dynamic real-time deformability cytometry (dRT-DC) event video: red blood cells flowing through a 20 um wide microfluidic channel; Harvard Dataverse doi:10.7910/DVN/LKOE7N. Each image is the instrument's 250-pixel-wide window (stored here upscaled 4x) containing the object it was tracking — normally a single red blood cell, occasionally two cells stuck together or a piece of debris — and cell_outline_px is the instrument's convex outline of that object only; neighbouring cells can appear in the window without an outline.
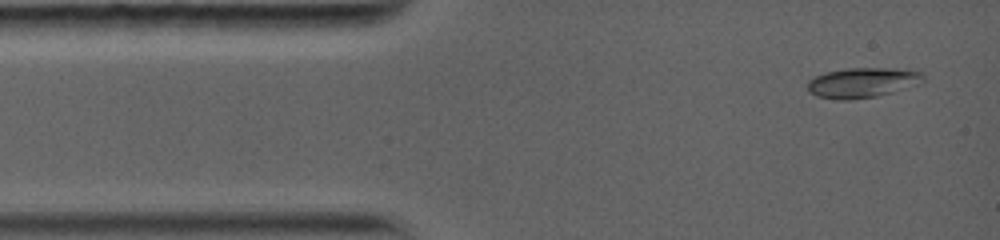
{"species": "common noctule bat (a hibernating species)", "species_latin": "Nyctalus noctula", "temperature_condition": "warm", "stored_images_in_passage": 17, "camera_frame_rate_fps": 5000, "um_per_image_px": 0.085, "animal": {"sex": "female", "body_mass_g": 19.0, "forearm_length_mm": 56.7}, "frame": {"image": 1, "passage_image": 1, "time_ms": 0.0, "image_size_px": [1000, 240], "cell_outline_px": [[924, 80], [892, 92], [876, 96], [848, 100], [836, 100], [816, 96], [808, 92], [808, 80], [816, 76], [828, 72], [844, 68], [896, 68], [920, 72], [924, 76]], "centroid_in_image_um": [73.23, 7.02], "position_along_channel_um": 11.8, "area_um2": 20.0}}
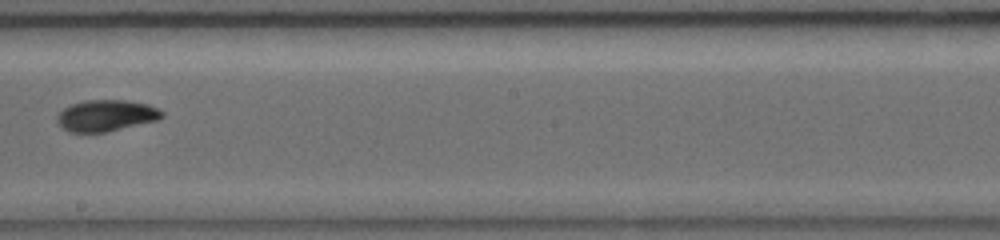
{"frame": {"image": 2, "passage_image": 8, "time_ms": 7.0, "image_size_px": [1000, 240], "cell_outline_px": [[164, 116], [156, 120], [104, 132], [72, 132], [64, 128], [56, 120], [56, 116], [64, 108], [72, 104], [84, 100], [128, 100], [148, 104], [164, 112]], "centroid_in_image_um": [9.02, 9.8], "position_along_channel_um": 239.2, "area_um2": 18.9}}
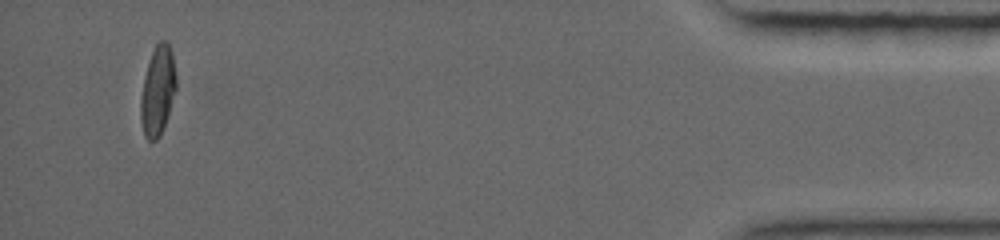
{"frame": {"image": 3, "passage_image": 15, "time_ms": 13.8, "image_size_px": [1000, 240], "cell_outline_px": [[176, 88], [164, 128], [160, 136], [156, 140], [148, 140], [144, 136], [140, 116], [140, 100], [144, 76], [152, 52], [156, 44], [160, 40], [164, 40], [168, 44], [172, 52], [176, 76]], "centroid_in_image_um": [13.4, 7.73], "position_along_channel_um": 421.8, "area_um2": 18.44}, "authors_computed_cell_mechanics": {"area_um2": 18.8428, "velocity_mm_per_s": 4.0734, "shape_relaxation_time_tau1_ms": 9.843, "shape_relaxation_time_tau2_ms": 2.8479, "deformation_change_tau1": 0.2732, "deformation_change_tau2": 0.0352}}